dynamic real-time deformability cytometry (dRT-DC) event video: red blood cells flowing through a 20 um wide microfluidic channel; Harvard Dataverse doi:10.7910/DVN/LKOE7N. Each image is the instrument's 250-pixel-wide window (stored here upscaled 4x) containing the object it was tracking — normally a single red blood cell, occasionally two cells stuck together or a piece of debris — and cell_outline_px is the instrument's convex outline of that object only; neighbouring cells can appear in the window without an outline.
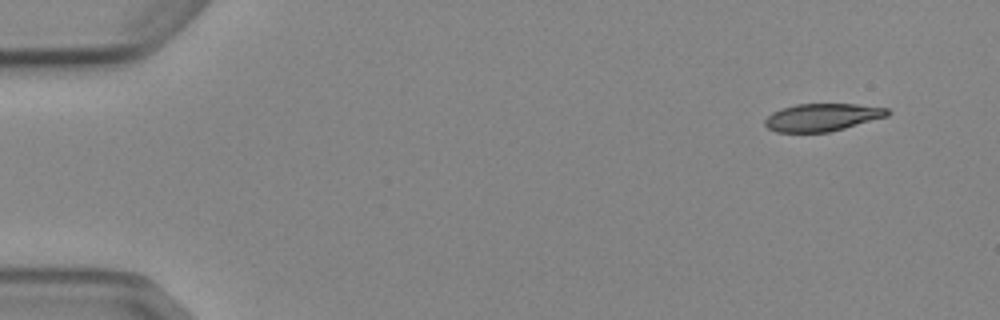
{"species": "Egyptian fruit bat (a non-hibernating species)", "species_latin": "Rousettus aegyptiacus", "temperature_condition": "cold", "stored_images_in_passage": 5, "camera_frame_rate_fps": 3000, "um_per_image_px": 0.085, "animal": {"sex": "female"}, "frame": {"image": 1, "passage_image": 1, "time_ms": 0.0, "image_size_px": [1000, 320], "cell_outline_px": [[892, 112], [888, 116], [844, 128], [828, 132], [776, 132], [768, 128], [764, 124], [764, 120], [772, 112], [796, 104], [856, 104], [888, 108]], "centroid_in_image_um": [69.9, 9.97], "position_along_channel_um": 15.1, "area_um2": 19.65}}
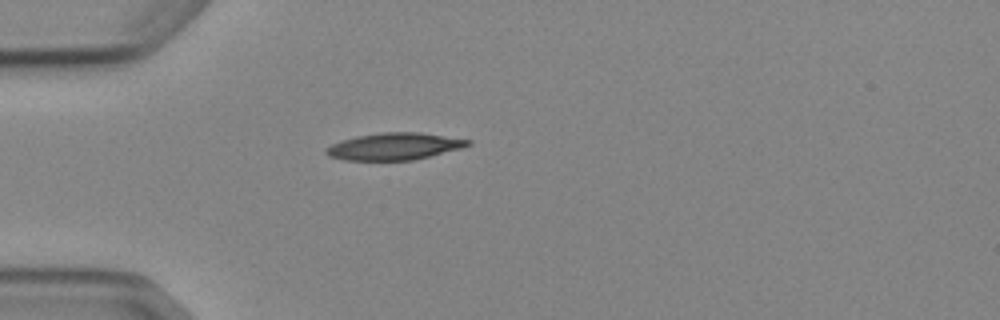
{"frame": {"image": 2, "passage_image": 4, "time_ms": 3.667, "image_size_px": [1000, 320], "cell_outline_px": [[472, 144], [460, 148], [412, 160], [344, 160], [328, 156], [324, 152], [324, 148], [332, 144], [356, 136], [380, 132], [416, 132], [472, 140]], "centroid_in_image_um": [33.47, 12.44], "position_along_channel_um": 51.5, "area_um2": 22.08}}